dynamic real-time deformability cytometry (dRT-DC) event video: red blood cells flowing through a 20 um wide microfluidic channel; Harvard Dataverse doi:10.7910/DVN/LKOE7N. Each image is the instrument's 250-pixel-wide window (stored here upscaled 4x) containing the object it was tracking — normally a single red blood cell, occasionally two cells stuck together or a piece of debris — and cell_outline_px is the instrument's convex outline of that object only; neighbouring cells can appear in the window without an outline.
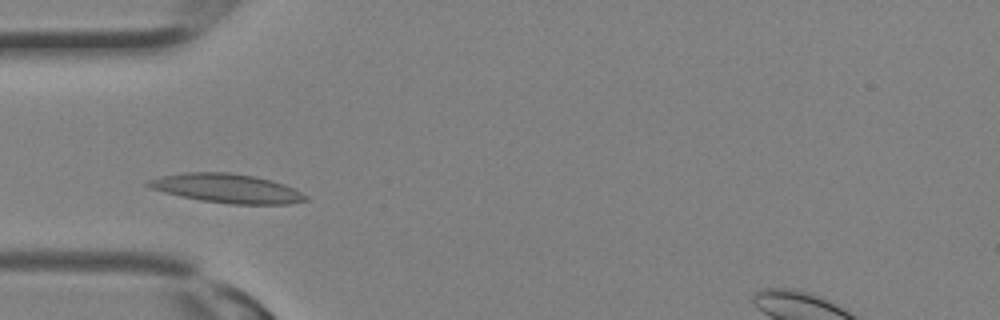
{"species": "Egyptian fruit bat (a non-hibernating species)", "species_latin": "Rousettus aegyptiacus", "temperature_condition": "room temperature", "stored_images_in_passage": 29, "segment_of_instrument_passage": [1, 2], "camera_frame_rate_fps": 3000, "um_per_image_px": 0.085, "animal": {"sex": "female"}, "frame": {"image": 1, "passage_image": 6, "time_ms": 1.667, "image_size_px": [1000, 320], "cell_outline_px": [[308, 200], [288, 204], [232, 204], [200, 200], [180, 196], [164, 192], [152, 188], [144, 184], [148, 180], [160, 176], [184, 172], [232, 172], [256, 176], [272, 180], [284, 184], [308, 196]], "centroid_in_image_um": [19.28, 16.0], "position_along_channel_um": 65.7, "area_um2": 26.7}}
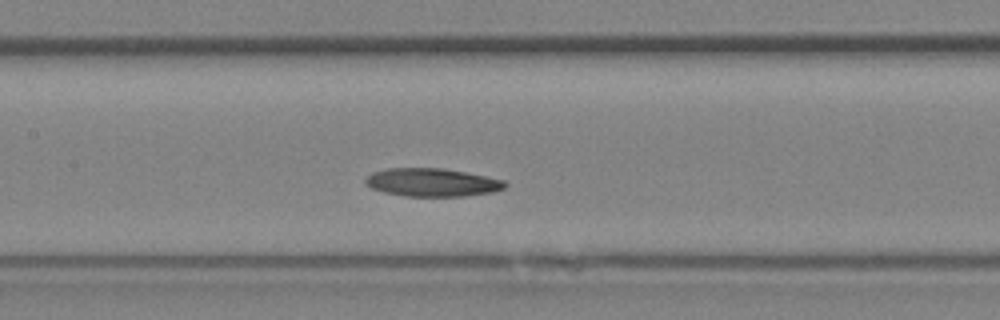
{"frame": {"image": 2, "passage_image": 11, "time_ms": 3.333, "image_size_px": [1000, 320], "cell_outline_px": [[508, 184], [504, 188], [492, 192], [464, 196], [404, 196], [384, 192], [372, 188], [364, 184], [364, 180], [372, 172], [388, 168], [440, 168], [464, 172], [504, 180]], "centroid_in_image_um": [36.7, 15.5], "position_along_channel_um": 170.7, "area_um2": 22.77}}
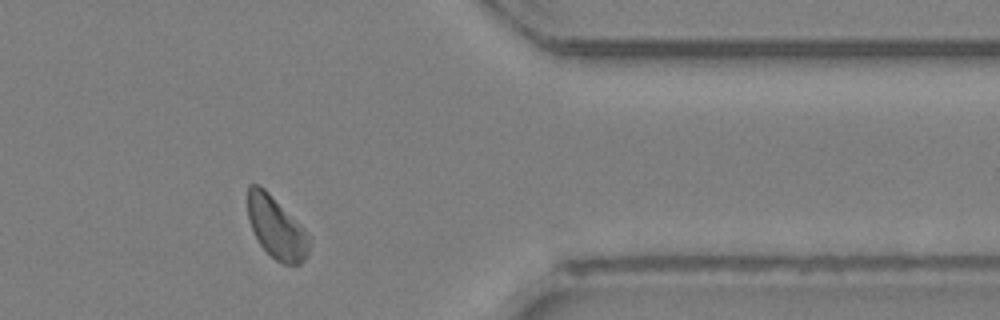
{"frame": {"image": 3, "passage_image": 22, "time_ms": 7.0, "image_size_px": [1000, 320], "cell_outline_px": [[308, 256], [300, 264], [284, 264], [276, 260], [260, 244], [248, 220], [248, 184], [260, 184], [304, 228], [308, 236]], "centroid_in_image_um": [23.48, 19.34], "position_along_channel_um": 387.9, "area_um2": 21.79}}